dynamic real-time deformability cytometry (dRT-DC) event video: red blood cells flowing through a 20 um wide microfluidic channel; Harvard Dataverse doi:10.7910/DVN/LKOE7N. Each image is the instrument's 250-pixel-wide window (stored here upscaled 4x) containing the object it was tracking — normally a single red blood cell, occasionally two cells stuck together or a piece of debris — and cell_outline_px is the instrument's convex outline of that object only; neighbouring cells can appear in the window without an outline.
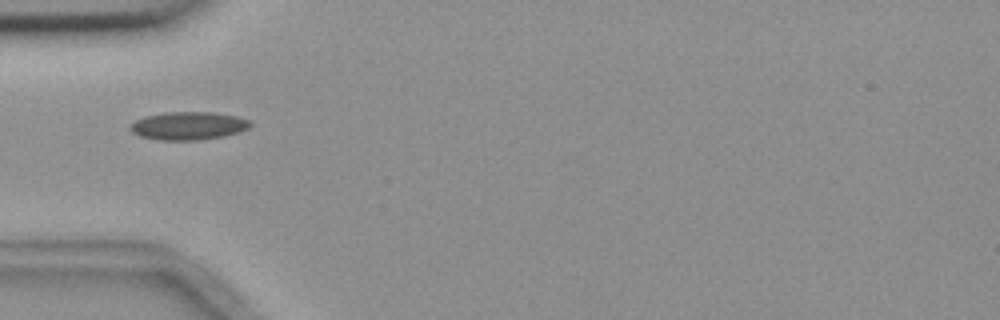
{"species": "common noctule bat (a hibernating species)", "species_latin": "Nyctalus noctula", "temperature_condition": "room temperature", "stored_images_in_passage": 2, "camera_frame_rate_fps": 3000, "um_per_image_px": 0.085, "animal": {"sex": "female", "body_mass_g": 18.4}, "frame": {"image": 1, "passage_image": 2, "time_ms": 1.667, "image_size_px": [1000, 320], "cell_outline_px": [[252, 124], [248, 128], [240, 132], [224, 136], [200, 140], [160, 140], [140, 136], [132, 132], [128, 128], [136, 120], [144, 116], [168, 112], [216, 112], [236, 116], [248, 120]], "centroid_in_image_um": [16.02, 10.69], "position_along_channel_um": 69.0, "area_um2": 19.65}}